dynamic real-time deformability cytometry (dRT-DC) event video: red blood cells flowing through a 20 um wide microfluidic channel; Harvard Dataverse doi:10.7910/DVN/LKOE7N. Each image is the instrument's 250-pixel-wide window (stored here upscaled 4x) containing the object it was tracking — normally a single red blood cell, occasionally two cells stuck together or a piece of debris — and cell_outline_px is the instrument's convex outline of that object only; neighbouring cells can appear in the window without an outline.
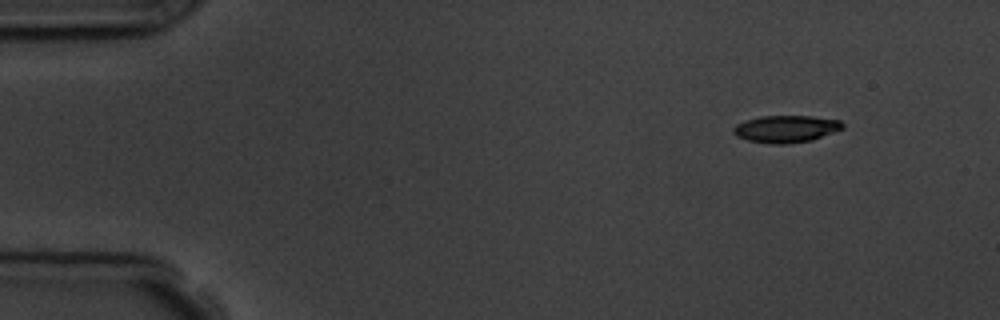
{"species": "common noctule bat (a hibernating species)", "species_latin": "Nyctalus noctula", "temperature_condition": "room temperature", "stored_images_in_passage": 4, "camera_frame_rate_fps": 3000, "um_per_image_px": 0.085, "animal": {"sex": "male", "body_mass_g": 19.5, "forearm_length_mm": 54.6}, "frame": {"image": 1, "passage_image": 1, "time_ms": 0.0, "image_size_px": [1000, 320], "cell_outline_px": [[844, 128], [812, 140], [784, 144], [776, 144], [748, 140], [736, 136], [732, 132], [732, 128], [736, 124], [760, 116], [812, 116], [840, 120], [844, 124]], "centroid_in_image_um": [66.81, 10.95], "position_along_channel_um": 18.2, "area_um2": 17.17}}
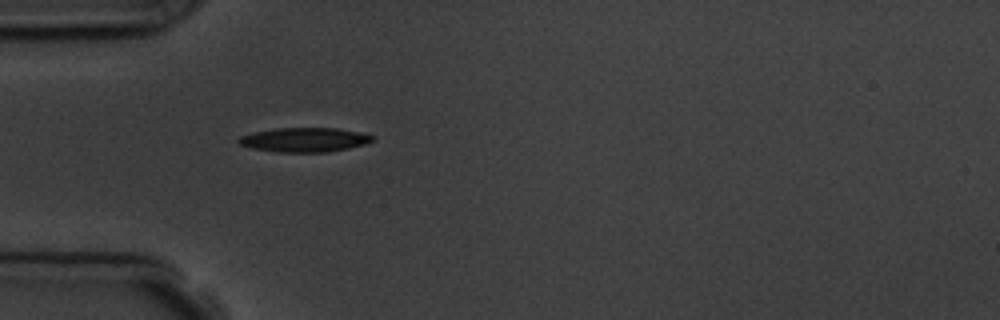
{"frame": {"image": 2, "passage_image": 4, "time_ms": 3.667, "image_size_px": [1000, 320], "cell_outline_px": [[376, 136], [372, 140], [364, 144], [348, 148], [328, 152], [276, 152], [252, 148], [240, 144], [236, 140], [240, 136], [256, 132], [276, 128], [336, 128], [360, 132]], "centroid_in_image_um": [25.88, 11.88], "position_along_channel_um": 59.1, "area_um2": 18.84}}